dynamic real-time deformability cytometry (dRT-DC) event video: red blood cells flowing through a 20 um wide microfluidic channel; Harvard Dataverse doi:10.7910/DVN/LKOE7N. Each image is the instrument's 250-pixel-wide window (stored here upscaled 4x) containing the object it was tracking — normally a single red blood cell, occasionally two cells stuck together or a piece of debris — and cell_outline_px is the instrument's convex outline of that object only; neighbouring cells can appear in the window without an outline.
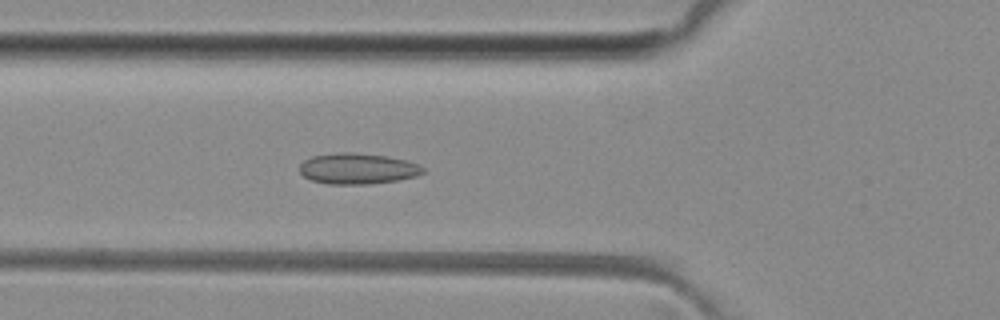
{"species": "common noctule bat (a hibernating species)", "species_latin": "Nyctalus noctula", "temperature_condition": "room temperature", "stored_images_in_passage": 29, "camera_frame_rate_fps": 3000, "um_per_image_px": 0.085, "animal": {"sex": "female", "body_mass_g": 29.2, "forearm_length_mm": 56.3}, "frame": {"image": 1, "passage_image": 17, "time_ms": 5.333, "image_size_px": [1000, 320], "cell_outline_px": [[424, 172], [416, 176], [396, 180], [368, 184], [328, 184], [312, 180], [304, 176], [300, 172], [300, 164], [304, 160], [312, 156], [340, 152], [356, 152], [388, 156], [408, 160], [424, 168]], "centroid_in_image_um": [30.39, 14.32], "position_along_channel_um": 95.4, "area_um2": 22.2}}
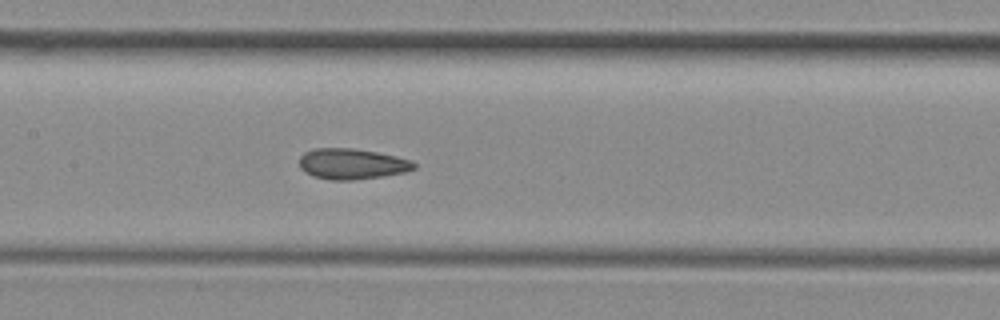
{"frame": {"image": 2, "passage_image": 23, "time_ms": 7.333, "image_size_px": [1000, 320], "cell_outline_px": [[416, 168], [404, 172], [384, 176], [352, 180], [328, 180], [312, 176], [304, 172], [300, 168], [300, 156], [304, 152], [316, 148], [352, 148], [376, 152], [396, 156], [412, 160], [416, 164]], "centroid_in_image_um": [29.9, 13.94], "position_along_channel_um": 177.5, "area_um2": 20.63}}
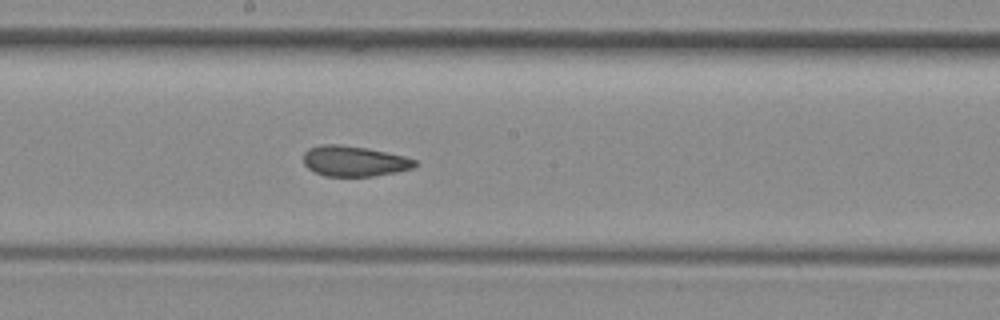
{"frame": {"image": 3, "passage_image": 26, "time_ms": 8.333, "image_size_px": [1000, 320], "cell_outline_px": [[420, 164], [412, 168], [396, 172], [372, 176], [324, 176], [308, 168], [304, 164], [304, 152], [308, 148], [324, 144], [340, 144], [364, 148], [404, 156], [416, 160]], "centroid_in_image_um": [30.1, 13.7], "position_along_channel_um": 218.1, "area_um2": 19.65}}